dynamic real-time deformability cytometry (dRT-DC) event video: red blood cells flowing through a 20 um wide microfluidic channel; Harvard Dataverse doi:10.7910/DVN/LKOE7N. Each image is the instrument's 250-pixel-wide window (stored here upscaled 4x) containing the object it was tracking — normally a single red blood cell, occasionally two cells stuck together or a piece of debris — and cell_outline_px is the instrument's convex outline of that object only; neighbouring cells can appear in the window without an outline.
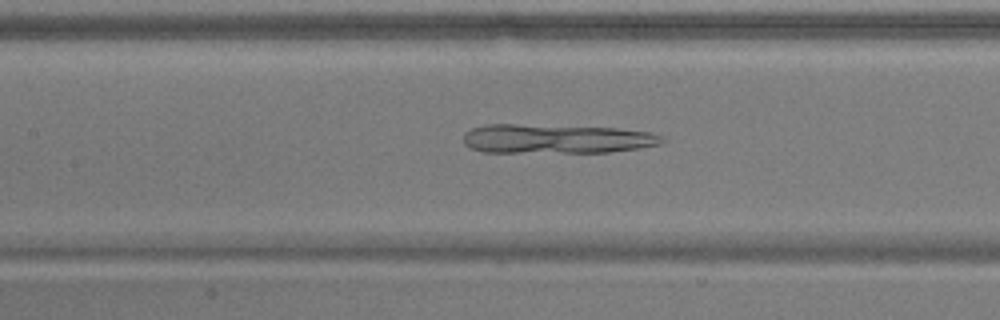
{"species": "common noctule bat (a hibernating species)", "species_latin": "Nyctalus noctula", "temperature_condition": "warm", "stored_images_in_passage": 53, "camera_frame_rate_fps": 3000, "um_per_image_px": 0.085, "animal": {"sex": "male", "body_mass_g": 17.9}, "frame": {"image": 1, "passage_image": 23, "time_ms": 7.333, "image_size_px": [1000, 320], "cell_outline_px": [[664, 140], [660, 144], [636, 148], [608, 152], [484, 152], [472, 148], [464, 144], [464, 132], [472, 128], [484, 124], [516, 124], [616, 128], [648, 132], [660, 136]], "centroid_in_image_um": [47.21, 11.79], "position_along_channel_um": 160.2, "area_um2": 33.58}}